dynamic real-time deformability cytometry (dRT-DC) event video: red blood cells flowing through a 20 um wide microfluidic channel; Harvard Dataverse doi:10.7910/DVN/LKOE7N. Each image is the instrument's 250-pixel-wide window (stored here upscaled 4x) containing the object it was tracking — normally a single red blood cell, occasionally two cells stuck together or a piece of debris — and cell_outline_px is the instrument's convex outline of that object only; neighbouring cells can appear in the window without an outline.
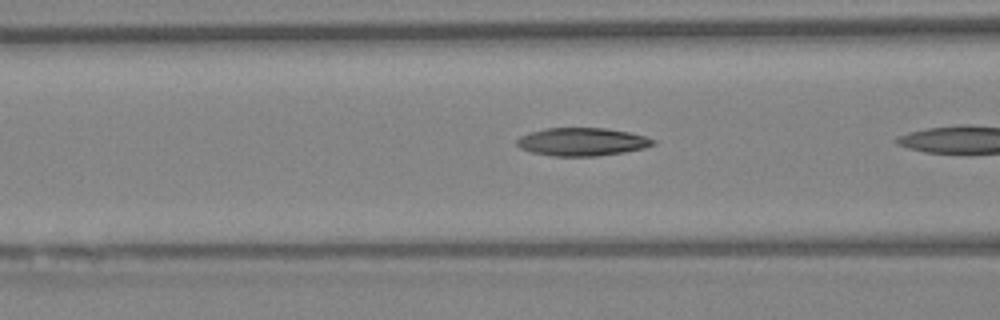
{"species": "Egyptian fruit bat (a non-hibernating species)", "species_latin": "Rousettus aegyptiacus", "temperature_condition": "warm", "stored_images_in_passage": 5, "camera_frame_rate_fps": 3000, "um_per_image_px": 0.085, "animal": {"sex": "female"}, "frame": {"image": 1, "passage_image": 4, "time_ms": 1.0, "image_size_px": [1000, 320], "cell_outline_px": [[656, 144], [644, 148], [624, 152], [596, 156], [552, 156], [532, 152], [520, 148], [516, 144], [516, 140], [520, 136], [528, 132], [548, 128], [604, 128], [628, 132], [644, 136], [656, 140]], "centroid_in_image_um": [49.46, 12.05], "position_along_channel_um": 117.1, "area_um2": 22.25}}